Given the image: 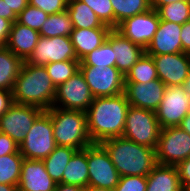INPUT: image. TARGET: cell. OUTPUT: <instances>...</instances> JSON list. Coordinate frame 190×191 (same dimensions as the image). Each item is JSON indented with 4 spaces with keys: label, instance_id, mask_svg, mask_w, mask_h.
Returning a JSON list of instances; mask_svg holds the SVG:
<instances>
[{
    "label": "cell",
    "instance_id": "cell-11",
    "mask_svg": "<svg viewBox=\"0 0 190 191\" xmlns=\"http://www.w3.org/2000/svg\"><path fill=\"white\" fill-rule=\"evenodd\" d=\"M43 111L42 108L34 105L14 103L0 117V132L7 134L20 146L31 129L32 124Z\"/></svg>",
    "mask_w": 190,
    "mask_h": 191
},
{
    "label": "cell",
    "instance_id": "cell-10",
    "mask_svg": "<svg viewBox=\"0 0 190 191\" xmlns=\"http://www.w3.org/2000/svg\"><path fill=\"white\" fill-rule=\"evenodd\" d=\"M93 99L94 96L91 93L84 76L79 70L66 82L56 88V96L53 102V107L64 110L86 112ZM58 102L62 105L56 106Z\"/></svg>",
    "mask_w": 190,
    "mask_h": 191
},
{
    "label": "cell",
    "instance_id": "cell-22",
    "mask_svg": "<svg viewBox=\"0 0 190 191\" xmlns=\"http://www.w3.org/2000/svg\"><path fill=\"white\" fill-rule=\"evenodd\" d=\"M146 191H184L177 167L156 164L147 175Z\"/></svg>",
    "mask_w": 190,
    "mask_h": 191
},
{
    "label": "cell",
    "instance_id": "cell-24",
    "mask_svg": "<svg viewBox=\"0 0 190 191\" xmlns=\"http://www.w3.org/2000/svg\"><path fill=\"white\" fill-rule=\"evenodd\" d=\"M66 11L74 29L111 28L103 24L91 8L80 0H68Z\"/></svg>",
    "mask_w": 190,
    "mask_h": 191
},
{
    "label": "cell",
    "instance_id": "cell-43",
    "mask_svg": "<svg viewBox=\"0 0 190 191\" xmlns=\"http://www.w3.org/2000/svg\"><path fill=\"white\" fill-rule=\"evenodd\" d=\"M17 16L29 5V0H3Z\"/></svg>",
    "mask_w": 190,
    "mask_h": 191
},
{
    "label": "cell",
    "instance_id": "cell-40",
    "mask_svg": "<svg viewBox=\"0 0 190 191\" xmlns=\"http://www.w3.org/2000/svg\"><path fill=\"white\" fill-rule=\"evenodd\" d=\"M14 104L12 91L0 89V117Z\"/></svg>",
    "mask_w": 190,
    "mask_h": 191
},
{
    "label": "cell",
    "instance_id": "cell-17",
    "mask_svg": "<svg viewBox=\"0 0 190 191\" xmlns=\"http://www.w3.org/2000/svg\"><path fill=\"white\" fill-rule=\"evenodd\" d=\"M57 183L50 177L42 160L22 161L18 191H54Z\"/></svg>",
    "mask_w": 190,
    "mask_h": 191
},
{
    "label": "cell",
    "instance_id": "cell-19",
    "mask_svg": "<svg viewBox=\"0 0 190 191\" xmlns=\"http://www.w3.org/2000/svg\"><path fill=\"white\" fill-rule=\"evenodd\" d=\"M111 48L114 51L116 68L124 77L145 53L143 47L131 42L115 28L111 29Z\"/></svg>",
    "mask_w": 190,
    "mask_h": 191
},
{
    "label": "cell",
    "instance_id": "cell-34",
    "mask_svg": "<svg viewBox=\"0 0 190 191\" xmlns=\"http://www.w3.org/2000/svg\"><path fill=\"white\" fill-rule=\"evenodd\" d=\"M48 14L41 9L28 5L18 16L17 22L39 32L48 18Z\"/></svg>",
    "mask_w": 190,
    "mask_h": 191
},
{
    "label": "cell",
    "instance_id": "cell-26",
    "mask_svg": "<svg viewBox=\"0 0 190 191\" xmlns=\"http://www.w3.org/2000/svg\"><path fill=\"white\" fill-rule=\"evenodd\" d=\"M76 151L77 149L72 147L57 145L52 153L42 160L47 173L57 184L61 183L64 170Z\"/></svg>",
    "mask_w": 190,
    "mask_h": 191
},
{
    "label": "cell",
    "instance_id": "cell-37",
    "mask_svg": "<svg viewBox=\"0 0 190 191\" xmlns=\"http://www.w3.org/2000/svg\"><path fill=\"white\" fill-rule=\"evenodd\" d=\"M29 5L52 15L66 11L68 0H29Z\"/></svg>",
    "mask_w": 190,
    "mask_h": 191
},
{
    "label": "cell",
    "instance_id": "cell-38",
    "mask_svg": "<svg viewBox=\"0 0 190 191\" xmlns=\"http://www.w3.org/2000/svg\"><path fill=\"white\" fill-rule=\"evenodd\" d=\"M18 151L19 146L17 143L7 134L0 132V157L11 153H17Z\"/></svg>",
    "mask_w": 190,
    "mask_h": 191
},
{
    "label": "cell",
    "instance_id": "cell-16",
    "mask_svg": "<svg viewBox=\"0 0 190 191\" xmlns=\"http://www.w3.org/2000/svg\"><path fill=\"white\" fill-rule=\"evenodd\" d=\"M166 85L158 78L147 83H125L124 93L131 106L156 111Z\"/></svg>",
    "mask_w": 190,
    "mask_h": 191
},
{
    "label": "cell",
    "instance_id": "cell-46",
    "mask_svg": "<svg viewBox=\"0 0 190 191\" xmlns=\"http://www.w3.org/2000/svg\"><path fill=\"white\" fill-rule=\"evenodd\" d=\"M54 191H85V188L76 185H67L59 183L56 185V189Z\"/></svg>",
    "mask_w": 190,
    "mask_h": 191
},
{
    "label": "cell",
    "instance_id": "cell-32",
    "mask_svg": "<svg viewBox=\"0 0 190 191\" xmlns=\"http://www.w3.org/2000/svg\"><path fill=\"white\" fill-rule=\"evenodd\" d=\"M79 60L53 62L45 65L49 77L57 88L79 71Z\"/></svg>",
    "mask_w": 190,
    "mask_h": 191
},
{
    "label": "cell",
    "instance_id": "cell-6",
    "mask_svg": "<svg viewBox=\"0 0 190 191\" xmlns=\"http://www.w3.org/2000/svg\"><path fill=\"white\" fill-rule=\"evenodd\" d=\"M50 114L44 110L34 121L26 138L19 146L26 159L44 160L56 148Z\"/></svg>",
    "mask_w": 190,
    "mask_h": 191
},
{
    "label": "cell",
    "instance_id": "cell-39",
    "mask_svg": "<svg viewBox=\"0 0 190 191\" xmlns=\"http://www.w3.org/2000/svg\"><path fill=\"white\" fill-rule=\"evenodd\" d=\"M176 167L181 185L185 191L190 186V157L181 161Z\"/></svg>",
    "mask_w": 190,
    "mask_h": 191
},
{
    "label": "cell",
    "instance_id": "cell-23",
    "mask_svg": "<svg viewBox=\"0 0 190 191\" xmlns=\"http://www.w3.org/2000/svg\"><path fill=\"white\" fill-rule=\"evenodd\" d=\"M88 170L86 147L74 153L64 170L61 183L86 189L89 180Z\"/></svg>",
    "mask_w": 190,
    "mask_h": 191
},
{
    "label": "cell",
    "instance_id": "cell-12",
    "mask_svg": "<svg viewBox=\"0 0 190 191\" xmlns=\"http://www.w3.org/2000/svg\"><path fill=\"white\" fill-rule=\"evenodd\" d=\"M68 60H78L70 37L40 36L33 53L26 62L36 66H45L49 63Z\"/></svg>",
    "mask_w": 190,
    "mask_h": 191
},
{
    "label": "cell",
    "instance_id": "cell-15",
    "mask_svg": "<svg viewBox=\"0 0 190 191\" xmlns=\"http://www.w3.org/2000/svg\"><path fill=\"white\" fill-rule=\"evenodd\" d=\"M152 56L158 78L166 86H182L190 71V54L179 52L174 54Z\"/></svg>",
    "mask_w": 190,
    "mask_h": 191
},
{
    "label": "cell",
    "instance_id": "cell-27",
    "mask_svg": "<svg viewBox=\"0 0 190 191\" xmlns=\"http://www.w3.org/2000/svg\"><path fill=\"white\" fill-rule=\"evenodd\" d=\"M74 30L73 23L67 11L49 15L47 20L39 30L40 36L56 37L67 36L70 37Z\"/></svg>",
    "mask_w": 190,
    "mask_h": 191
},
{
    "label": "cell",
    "instance_id": "cell-3",
    "mask_svg": "<svg viewBox=\"0 0 190 191\" xmlns=\"http://www.w3.org/2000/svg\"><path fill=\"white\" fill-rule=\"evenodd\" d=\"M101 144L109 153L120 177L147 176L157 164L155 149L123 136L104 140Z\"/></svg>",
    "mask_w": 190,
    "mask_h": 191
},
{
    "label": "cell",
    "instance_id": "cell-9",
    "mask_svg": "<svg viewBox=\"0 0 190 191\" xmlns=\"http://www.w3.org/2000/svg\"><path fill=\"white\" fill-rule=\"evenodd\" d=\"M86 83L95 97L116 96L124 92L125 77L112 66H80Z\"/></svg>",
    "mask_w": 190,
    "mask_h": 191
},
{
    "label": "cell",
    "instance_id": "cell-8",
    "mask_svg": "<svg viewBox=\"0 0 190 191\" xmlns=\"http://www.w3.org/2000/svg\"><path fill=\"white\" fill-rule=\"evenodd\" d=\"M88 186L115 189L120 175L111 161L110 155L101 143L87 146Z\"/></svg>",
    "mask_w": 190,
    "mask_h": 191
},
{
    "label": "cell",
    "instance_id": "cell-41",
    "mask_svg": "<svg viewBox=\"0 0 190 191\" xmlns=\"http://www.w3.org/2000/svg\"><path fill=\"white\" fill-rule=\"evenodd\" d=\"M12 22L0 17V49L6 46V42L11 31Z\"/></svg>",
    "mask_w": 190,
    "mask_h": 191
},
{
    "label": "cell",
    "instance_id": "cell-49",
    "mask_svg": "<svg viewBox=\"0 0 190 191\" xmlns=\"http://www.w3.org/2000/svg\"><path fill=\"white\" fill-rule=\"evenodd\" d=\"M0 191H18V188L16 185H8L0 183Z\"/></svg>",
    "mask_w": 190,
    "mask_h": 191
},
{
    "label": "cell",
    "instance_id": "cell-47",
    "mask_svg": "<svg viewBox=\"0 0 190 191\" xmlns=\"http://www.w3.org/2000/svg\"><path fill=\"white\" fill-rule=\"evenodd\" d=\"M179 127L190 135V112L182 119Z\"/></svg>",
    "mask_w": 190,
    "mask_h": 191
},
{
    "label": "cell",
    "instance_id": "cell-31",
    "mask_svg": "<svg viewBox=\"0 0 190 191\" xmlns=\"http://www.w3.org/2000/svg\"><path fill=\"white\" fill-rule=\"evenodd\" d=\"M80 66L116 67L114 51L111 48V31L101 46L95 48L80 61Z\"/></svg>",
    "mask_w": 190,
    "mask_h": 191
},
{
    "label": "cell",
    "instance_id": "cell-4",
    "mask_svg": "<svg viewBox=\"0 0 190 191\" xmlns=\"http://www.w3.org/2000/svg\"><path fill=\"white\" fill-rule=\"evenodd\" d=\"M46 111L51 116L56 145L81 150L92 144L86 112L64 110L57 107Z\"/></svg>",
    "mask_w": 190,
    "mask_h": 191
},
{
    "label": "cell",
    "instance_id": "cell-42",
    "mask_svg": "<svg viewBox=\"0 0 190 191\" xmlns=\"http://www.w3.org/2000/svg\"><path fill=\"white\" fill-rule=\"evenodd\" d=\"M181 43L182 52L190 54V20L182 24Z\"/></svg>",
    "mask_w": 190,
    "mask_h": 191
},
{
    "label": "cell",
    "instance_id": "cell-25",
    "mask_svg": "<svg viewBox=\"0 0 190 191\" xmlns=\"http://www.w3.org/2000/svg\"><path fill=\"white\" fill-rule=\"evenodd\" d=\"M23 62L6 46L0 49V89L12 91Z\"/></svg>",
    "mask_w": 190,
    "mask_h": 191
},
{
    "label": "cell",
    "instance_id": "cell-5",
    "mask_svg": "<svg viewBox=\"0 0 190 191\" xmlns=\"http://www.w3.org/2000/svg\"><path fill=\"white\" fill-rule=\"evenodd\" d=\"M161 129L154 111L130 105L122 136L137 144L156 149Z\"/></svg>",
    "mask_w": 190,
    "mask_h": 191
},
{
    "label": "cell",
    "instance_id": "cell-33",
    "mask_svg": "<svg viewBox=\"0 0 190 191\" xmlns=\"http://www.w3.org/2000/svg\"><path fill=\"white\" fill-rule=\"evenodd\" d=\"M160 20L184 24L190 20V1L174 2L161 6L158 10Z\"/></svg>",
    "mask_w": 190,
    "mask_h": 191
},
{
    "label": "cell",
    "instance_id": "cell-36",
    "mask_svg": "<svg viewBox=\"0 0 190 191\" xmlns=\"http://www.w3.org/2000/svg\"><path fill=\"white\" fill-rule=\"evenodd\" d=\"M147 176H122L115 191H146Z\"/></svg>",
    "mask_w": 190,
    "mask_h": 191
},
{
    "label": "cell",
    "instance_id": "cell-35",
    "mask_svg": "<svg viewBox=\"0 0 190 191\" xmlns=\"http://www.w3.org/2000/svg\"><path fill=\"white\" fill-rule=\"evenodd\" d=\"M88 5L91 10L97 15L100 21L114 28V12L111 0H80Z\"/></svg>",
    "mask_w": 190,
    "mask_h": 191
},
{
    "label": "cell",
    "instance_id": "cell-7",
    "mask_svg": "<svg viewBox=\"0 0 190 191\" xmlns=\"http://www.w3.org/2000/svg\"><path fill=\"white\" fill-rule=\"evenodd\" d=\"M155 157L157 164L177 166L190 157V135L179 126L162 128Z\"/></svg>",
    "mask_w": 190,
    "mask_h": 191
},
{
    "label": "cell",
    "instance_id": "cell-2",
    "mask_svg": "<svg viewBox=\"0 0 190 191\" xmlns=\"http://www.w3.org/2000/svg\"><path fill=\"white\" fill-rule=\"evenodd\" d=\"M14 103L34 105L48 110L53 107L56 87L45 66L23 62L12 88Z\"/></svg>",
    "mask_w": 190,
    "mask_h": 191
},
{
    "label": "cell",
    "instance_id": "cell-14",
    "mask_svg": "<svg viewBox=\"0 0 190 191\" xmlns=\"http://www.w3.org/2000/svg\"><path fill=\"white\" fill-rule=\"evenodd\" d=\"M159 24L158 12L151 8L146 12L126 18L115 29L131 42L146 49L158 30Z\"/></svg>",
    "mask_w": 190,
    "mask_h": 191
},
{
    "label": "cell",
    "instance_id": "cell-13",
    "mask_svg": "<svg viewBox=\"0 0 190 191\" xmlns=\"http://www.w3.org/2000/svg\"><path fill=\"white\" fill-rule=\"evenodd\" d=\"M190 112V101L183 86H166L163 99L155 111L161 128L179 126Z\"/></svg>",
    "mask_w": 190,
    "mask_h": 191
},
{
    "label": "cell",
    "instance_id": "cell-28",
    "mask_svg": "<svg viewBox=\"0 0 190 191\" xmlns=\"http://www.w3.org/2000/svg\"><path fill=\"white\" fill-rule=\"evenodd\" d=\"M114 12V28L126 18L151 9L150 0H111Z\"/></svg>",
    "mask_w": 190,
    "mask_h": 191
},
{
    "label": "cell",
    "instance_id": "cell-1",
    "mask_svg": "<svg viewBox=\"0 0 190 191\" xmlns=\"http://www.w3.org/2000/svg\"><path fill=\"white\" fill-rule=\"evenodd\" d=\"M129 106L124 92L116 96L95 97L86 110L92 143L122 136Z\"/></svg>",
    "mask_w": 190,
    "mask_h": 191
},
{
    "label": "cell",
    "instance_id": "cell-44",
    "mask_svg": "<svg viewBox=\"0 0 190 191\" xmlns=\"http://www.w3.org/2000/svg\"><path fill=\"white\" fill-rule=\"evenodd\" d=\"M0 17L10 20L12 23L17 20V15L13 11H9L8 6L3 0H0Z\"/></svg>",
    "mask_w": 190,
    "mask_h": 191
},
{
    "label": "cell",
    "instance_id": "cell-18",
    "mask_svg": "<svg viewBox=\"0 0 190 191\" xmlns=\"http://www.w3.org/2000/svg\"><path fill=\"white\" fill-rule=\"evenodd\" d=\"M182 25L160 20L158 30L145 49L148 55L174 54L182 52Z\"/></svg>",
    "mask_w": 190,
    "mask_h": 191
},
{
    "label": "cell",
    "instance_id": "cell-45",
    "mask_svg": "<svg viewBox=\"0 0 190 191\" xmlns=\"http://www.w3.org/2000/svg\"><path fill=\"white\" fill-rule=\"evenodd\" d=\"M182 1H190V0H150V3H151V8L157 11L161 6Z\"/></svg>",
    "mask_w": 190,
    "mask_h": 191
},
{
    "label": "cell",
    "instance_id": "cell-50",
    "mask_svg": "<svg viewBox=\"0 0 190 191\" xmlns=\"http://www.w3.org/2000/svg\"><path fill=\"white\" fill-rule=\"evenodd\" d=\"M85 191H115V189H108L103 187L88 186Z\"/></svg>",
    "mask_w": 190,
    "mask_h": 191
},
{
    "label": "cell",
    "instance_id": "cell-48",
    "mask_svg": "<svg viewBox=\"0 0 190 191\" xmlns=\"http://www.w3.org/2000/svg\"><path fill=\"white\" fill-rule=\"evenodd\" d=\"M182 86L185 90V93L188 95V99L190 101V71Z\"/></svg>",
    "mask_w": 190,
    "mask_h": 191
},
{
    "label": "cell",
    "instance_id": "cell-30",
    "mask_svg": "<svg viewBox=\"0 0 190 191\" xmlns=\"http://www.w3.org/2000/svg\"><path fill=\"white\" fill-rule=\"evenodd\" d=\"M24 157L17 153H11L0 157V183L8 185H16L21 174V165Z\"/></svg>",
    "mask_w": 190,
    "mask_h": 191
},
{
    "label": "cell",
    "instance_id": "cell-20",
    "mask_svg": "<svg viewBox=\"0 0 190 191\" xmlns=\"http://www.w3.org/2000/svg\"><path fill=\"white\" fill-rule=\"evenodd\" d=\"M39 38L38 31L15 21L12 23L6 47L23 61H26L33 53Z\"/></svg>",
    "mask_w": 190,
    "mask_h": 191
},
{
    "label": "cell",
    "instance_id": "cell-29",
    "mask_svg": "<svg viewBox=\"0 0 190 191\" xmlns=\"http://www.w3.org/2000/svg\"><path fill=\"white\" fill-rule=\"evenodd\" d=\"M158 79L152 56L144 53L125 76V83H147Z\"/></svg>",
    "mask_w": 190,
    "mask_h": 191
},
{
    "label": "cell",
    "instance_id": "cell-21",
    "mask_svg": "<svg viewBox=\"0 0 190 191\" xmlns=\"http://www.w3.org/2000/svg\"><path fill=\"white\" fill-rule=\"evenodd\" d=\"M112 28L74 29L71 33V41L77 59L81 61L95 48L101 46L107 39Z\"/></svg>",
    "mask_w": 190,
    "mask_h": 191
}]
</instances>
